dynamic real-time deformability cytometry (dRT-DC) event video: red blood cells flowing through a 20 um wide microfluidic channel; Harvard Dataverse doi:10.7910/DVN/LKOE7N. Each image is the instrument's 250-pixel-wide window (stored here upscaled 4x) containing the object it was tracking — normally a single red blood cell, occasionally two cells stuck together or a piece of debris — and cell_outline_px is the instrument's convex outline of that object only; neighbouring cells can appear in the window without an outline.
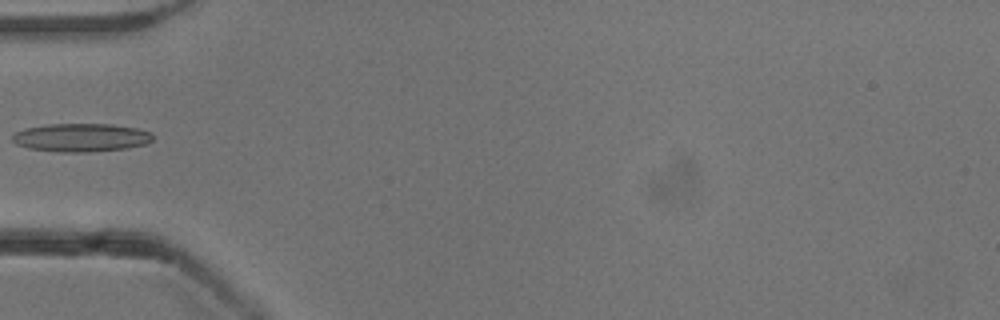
{"species": "common noctule bat (a hibernating species)", "species_latin": "Nyctalus noctula", "temperature_condition": "cold", "stored_images_in_passage": 36, "camera_frame_rate_fps": 3000, "um_per_image_px": 0.085, "animal": {"sex": "male", "body_mass_g": 13.3}, "frame": {"image": 1, "passage_image": 1, "time_ms": 0.0, "image_size_px": [1000, 320], "cell_outline_px": [[152, 140], [144, 144], [124, 148], [88, 152], [60, 152], [28, 148], [16, 144], [12, 140], [12, 136], [16, 132], [24, 128], [48, 124], [112, 124], [136, 128], [152, 132]], "centroid_in_image_um": [6.86, 11.68], "position_along_channel_um": 78.1, "area_um2": 23.06}}
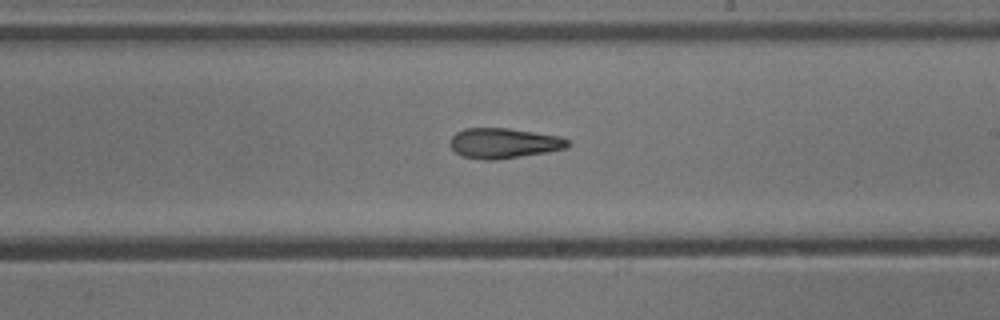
{"frame": {"image": 2, "passage_image": 14, "time_ms": 4.333, "image_size_px": [1000, 320], "cell_outline_px": [[568, 148], [548, 152], [496, 160], [484, 160], [464, 156], [456, 152], [452, 148], [452, 136], [456, 132], [464, 128], [508, 128], [560, 136], [568, 140]], "centroid_in_image_um": [42.85, 12.17], "position_along_channel_um": 246.2, "area_um2": 20.58}}
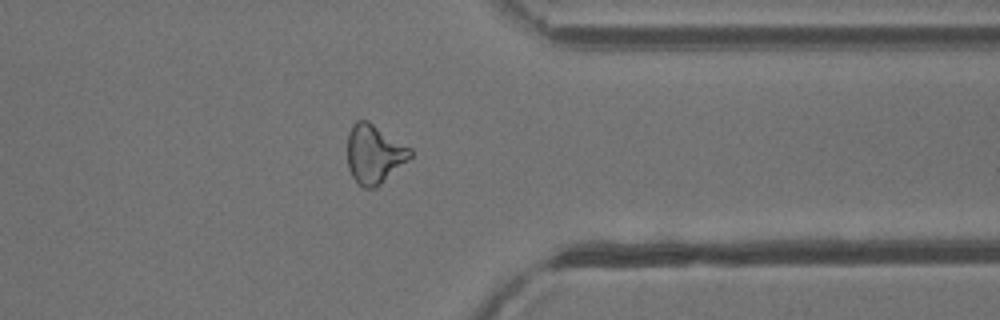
{"frame": {"image": 3, "passage_image": 25, "time_ms": 8.0, "image_size_px": [1000, 320], "cell_outline_px": [[412, 156], [376, 188], [364, 188], [352, 176], [348, 168], [348, 132], [352, 124], [356, 120], [368, 120], [412, 148]], "centroid_in_image_um": [31.81, 13.07], "position_along_channel_um": 379.6, "area_um2": 21.56}}